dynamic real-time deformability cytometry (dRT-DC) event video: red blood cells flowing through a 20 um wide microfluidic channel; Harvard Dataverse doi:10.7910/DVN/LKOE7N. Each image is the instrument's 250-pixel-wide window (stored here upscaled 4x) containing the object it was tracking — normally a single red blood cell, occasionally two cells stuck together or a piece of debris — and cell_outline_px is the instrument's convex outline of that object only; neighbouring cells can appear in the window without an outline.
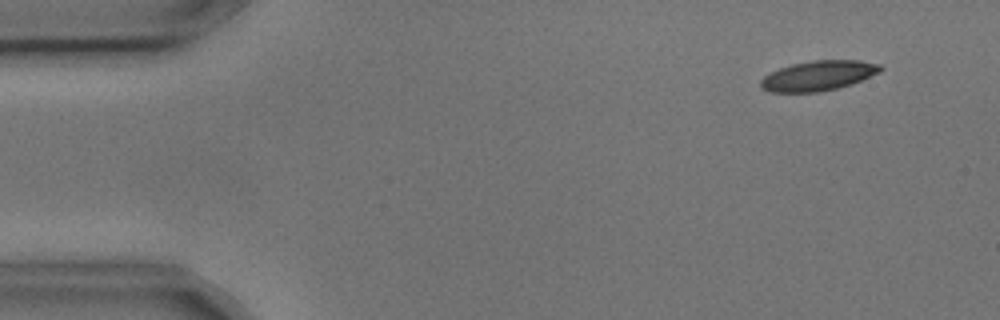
{"species": "common noctule bat (a hibernating species)", "species_latin": "Nyctalus noctula", "temperature_condition": "cold", "stored_images_in_passage": 5, "camera_frame_rate_fps": 3000, "um_per_image_px": 0.085, "animal": {"sex": "male", "body_mass_g": 17.9, "forearm_length_mm": 54.2}, "frame": {"image": 1, "passage_image": 2, "time_ms": 0.333, "image_size_px": [1000, 320], "cell_outline_px": [[884, 68], [880, 72], [852, 84], [836, 88], [816, 92], [772, 92], [760, 88], [760, 80], [764, 76], [780, 68], [792, 64], [812, 60], [860, 60], [880, 64]], "centroid_in_image_um": [69.57, 6.43], "position_along_channel_um": 15.4, "area_um2": 20.87}}